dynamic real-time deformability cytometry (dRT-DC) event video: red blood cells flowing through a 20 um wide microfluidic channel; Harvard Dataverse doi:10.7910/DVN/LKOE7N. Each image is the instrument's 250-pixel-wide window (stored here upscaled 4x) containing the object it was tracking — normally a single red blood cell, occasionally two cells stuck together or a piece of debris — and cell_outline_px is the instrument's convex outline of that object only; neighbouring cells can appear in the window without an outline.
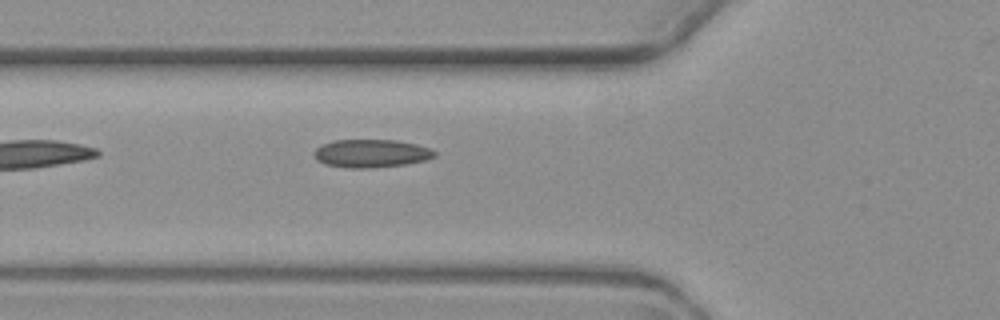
{"species": "common noctule bat (a hibernating species)", "species_latin": "Nyctalus noctula", "temperature_condition": "warm", "stored_images_in_passage": 2, "camera_frame_rate_fps": 3000, "um_per_image_px": 0.085, "animal": {"sex": "female", "body_mass_g": 19.3, "forearm_length_mm": 54.1}, "frame": {"image": 1, "passage_image": 2, "time_ms": 1.333, "image_size_px": [1000, 320], "cell_outline_px": [[436, 156], [424, 160], [404, 164], [368, 168], [348, 168], [324, 164], [316, 160], [316, 148], [320, 144], [332, 140], [396, 140], [416, 144], [432, 148], [436, 152]], "centroid_in_image_um": [31.55, 13.03], "position_along_channel_um": 94.3, "area_um2": 19.71}}